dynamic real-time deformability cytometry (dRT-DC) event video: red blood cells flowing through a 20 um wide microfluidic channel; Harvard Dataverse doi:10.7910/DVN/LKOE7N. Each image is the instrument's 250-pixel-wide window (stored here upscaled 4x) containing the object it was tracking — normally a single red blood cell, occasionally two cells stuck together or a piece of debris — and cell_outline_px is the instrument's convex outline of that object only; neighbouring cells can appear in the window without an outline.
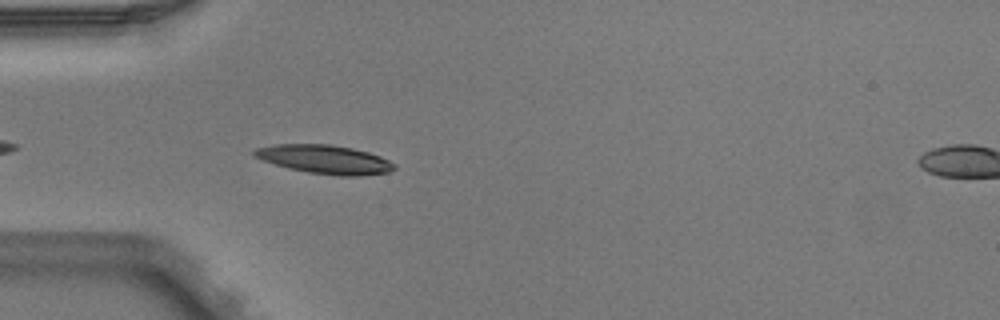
{"species": "Egyptian fruit bat (a non-hibernating species)", "species_latin": "Rousettus aegyptiacus", "temperature_condition": "warm", "stored_images_in_passage": 6, "segment_of_instrument_passage": [1, 2], "camera_frame_rate_fps": 3000, "um_per_image_px": 0.085, "animal": {"sex": "male"}, "frame": {"image": 1, "passage_image": 5, "time_ms": 1.333, "image_size_px": [1000, 320], "cell_outline_px": [[396, 168], [388, 172], [360, 176], [336, 176], [308, 172], [288, 168], [252, 156], [252, 152], [256, 148], [276, 144], [332, 144], [352, 148], [368, 152], [380, 156], [396, 164]], "centroid_in_image_um": [27.62, 13.55], "position_along_channel_um": 57.4, "area_um2": 23.47}}